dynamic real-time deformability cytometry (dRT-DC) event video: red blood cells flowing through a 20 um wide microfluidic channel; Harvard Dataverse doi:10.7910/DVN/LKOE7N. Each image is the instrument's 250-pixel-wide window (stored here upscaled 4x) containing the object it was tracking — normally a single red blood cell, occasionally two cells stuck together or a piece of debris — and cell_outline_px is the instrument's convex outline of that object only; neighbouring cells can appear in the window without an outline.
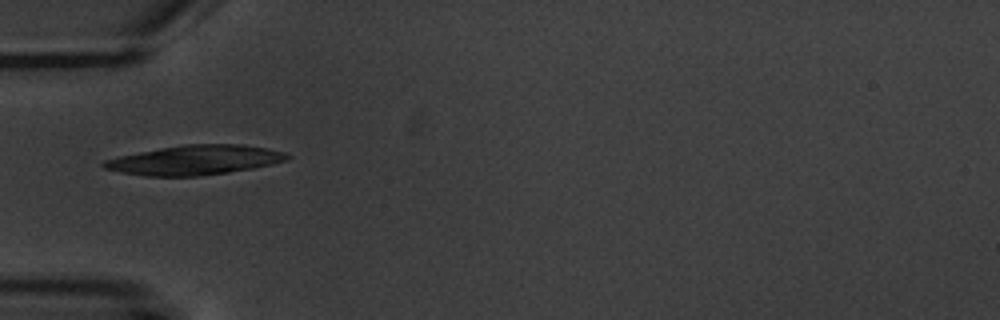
{"species": "common noctule bat (a hibernating species)", "species_latin": "Nyctalus noctula", "temperature_condition": "warm", "stored_images_in_passage": 6, "camera_frame_rate_fps": 3000, "um_per_image_px": 0.085, "animal": {"sex": "male", "body_mass_g": 20.1, "forearm_length_mm": 53.5}, "frame": {"image": 1, "passage_image": 4, "time_ms": 4.0, "image_size_px": [1000, 320], "cell_outline_px": [[292, 156], [288, 160], [272, 164], [252, 168], [228, 172], [200, 176], [144, 176], [120, 172], [104, 168], [100, 164], [104, 160], [120, 156], [160, 148], [184, 144], [244, 144], [268, 148], [284, 152]], "centroid_in_image_um": [16.59, 13.6], "position_along_channel_um": 68.4, "area_um2": 31.62}}